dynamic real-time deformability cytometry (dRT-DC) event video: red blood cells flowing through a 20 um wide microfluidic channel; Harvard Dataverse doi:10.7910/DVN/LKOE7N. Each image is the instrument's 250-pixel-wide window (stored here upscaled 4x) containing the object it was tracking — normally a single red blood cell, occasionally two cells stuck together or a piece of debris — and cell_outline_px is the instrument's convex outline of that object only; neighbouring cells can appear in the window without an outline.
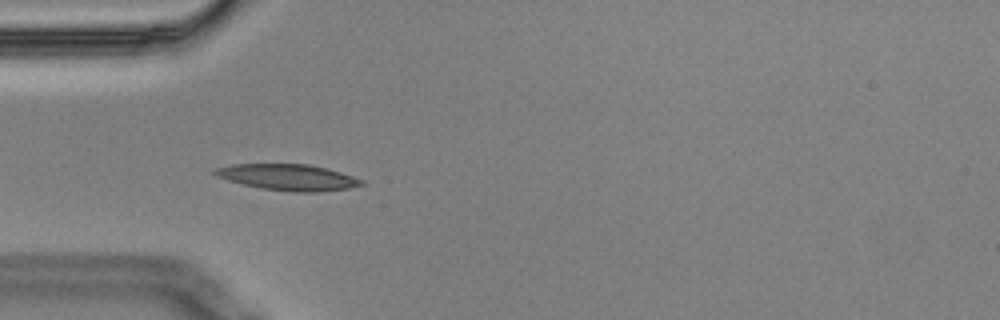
{"species": "Egyptian fruit bat (a non-hibernating species)", "species_latin": "Rousettus aegyptiacus", "temperature_condition": "cold", "stored_images_in_passage": 6, "camera_frame_rate_fps": 3000, "um_per_image_px": 0.085, "animal": {"sex": "male"}, "frame": {"image": 1, "passage_image": 4, "time_ms": 1.0, "image_size_px": [1000, 320], "cell_outline_px": [[364, 184], [348, 188], [316, 192], [292, 192], [260, 188], [228, 180], [216, 176], [212, 172], [216, 168], [232, 164], [308, 164], [328, 168], [364, 180]], "centroid_in_image_um": [24.48, 15.06], "position_along_channel_um": 60.5, "area_um2": 22.25}}
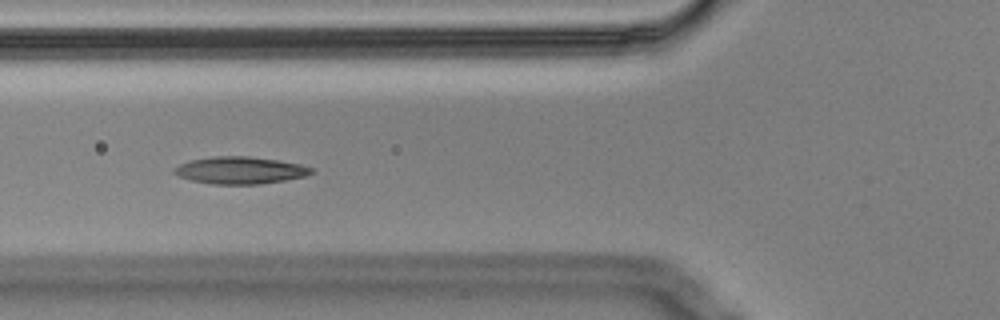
{"frame": {"image": 2, "passage_image": 5, "time_ms": 1.333, "image_size_px": [1000, 320], "cell_outline_px": [[312, 172], [304, 176], [284, 180], [260, 184], [212, 184], [192, 180], [176, 176], [172, 172], [172, 168], [180, 164], [192, 160], [216, 156], [248, 156], [276, 160], [300, 164], [312, 168]], "centroid_in_image_um": [20.35, 14.48], "position_along_channel_um": 105.5, "area_um2": 21.5}}